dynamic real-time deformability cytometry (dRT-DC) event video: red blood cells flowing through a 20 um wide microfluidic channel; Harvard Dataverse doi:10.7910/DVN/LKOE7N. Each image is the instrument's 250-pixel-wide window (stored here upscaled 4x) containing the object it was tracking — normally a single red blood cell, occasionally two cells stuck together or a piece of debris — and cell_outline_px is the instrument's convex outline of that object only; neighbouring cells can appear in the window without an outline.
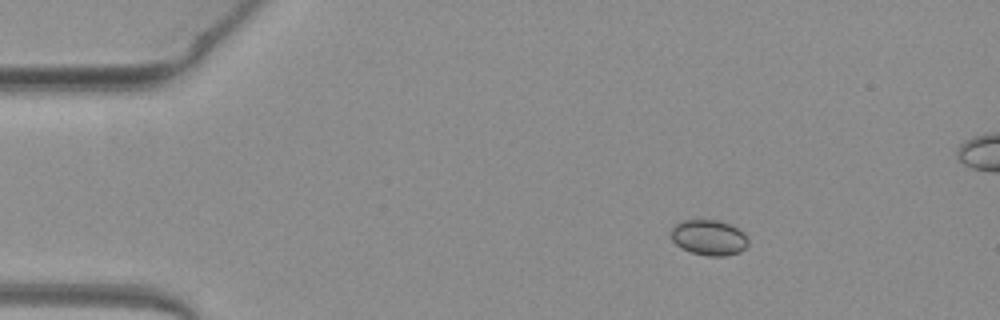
{"species": "common noctule bat (a hibernating species)", "species_latin": "Nyctalus noctula", "temperature_condition": "warm", "stored_images_in_passage": 45, "segment_of_instrument_passage": [1, 2], "camera_frame_rate_fps": 3000, "um_per_image_px": 0.085, "animal": {"sex": "female", "body_mass_g": 19.3, "forearm_length_mm": 54.1}, "frame": {"image": 1, "passage_image": 1, "time_ms": 0.0, "image_size_px": [1000, 320], "cell_outline_px": [[748, 244], [740, 252], [724, 256], [708, 256], [692, 252], [676, 244], [672, 240], [672, 228], [680, 220], [720, 220], [744, 232], [748, 240]], "centroid_in_image_um": [60.27, 20.18], "position_along_channel_um": 24.7, "area_um2": 15.78}}
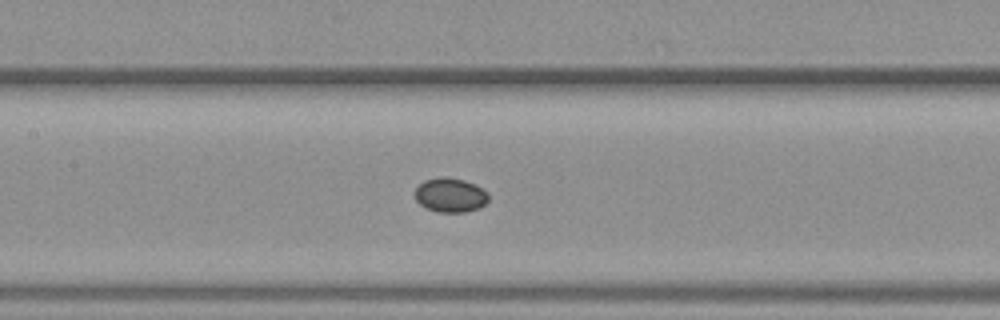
{"frame": {"image": 2, "passage_image": 17, "time_ms": 5.333, "image_size_px": [1000, 320], "cell_outline_px": [[488, 200], [480, 208], [464, 212], [436, 212], [420, 204], [416, 200], [416, 188], [424, 180], [464, 180], [488, 192]], "centroid_in_image_um": [38.3, 16.64], "position_along_channel_um": 169.1, "area_um2": 13.93}}
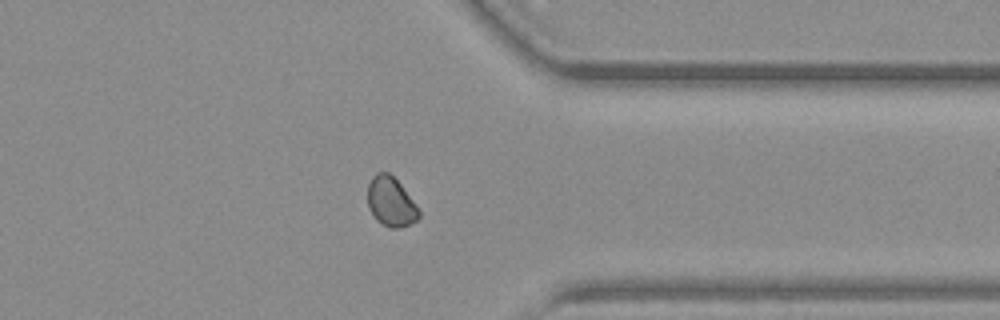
{"frame": {"image": 3, "passage_image": 33, "time_ms": 10.667, "image_size_px": [1000, 320], "cell_outline_px": [[420, 216], [416, 220], [400, 228], [392, 228], [376, 220], [368, 208], [368, 184], [372, 176], [376, 172], [388, 172], [400, 184], [420, 208]], "centroid_in_image_um": [33.22, 17.14], "position_along_channel_um": 378.2, "area_um2": 14.74}}